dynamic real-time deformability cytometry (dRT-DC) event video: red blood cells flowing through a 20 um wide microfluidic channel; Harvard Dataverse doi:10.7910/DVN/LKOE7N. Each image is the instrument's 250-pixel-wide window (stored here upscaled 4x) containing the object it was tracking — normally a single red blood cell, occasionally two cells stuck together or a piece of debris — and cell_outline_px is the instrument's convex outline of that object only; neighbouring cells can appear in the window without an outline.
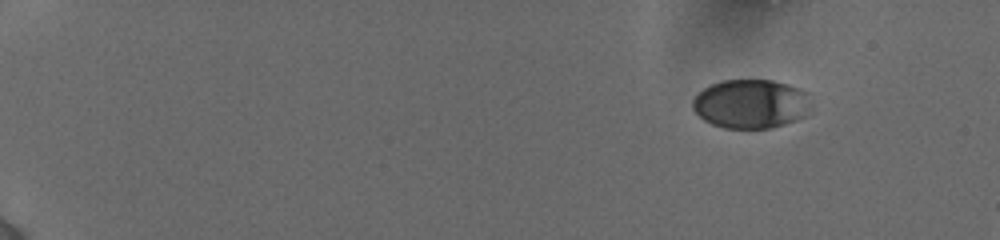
{"species": "human", "species_latin": "Homo sapiens", "temperature_condition": "cold", "stored_images_in_passage": 88, "camera_frame_rate_fps": 3000, "um_per_image_px": 0.085, "donor": {"sex": "female"}, "frame": {"image": 1, "passage_image": 1, "time_ms": 0.0, "image_size_px": [1000, 240], "cell_outline_px": [[808, 116], [772, 128], [724, 128], [712, 124], [704, 120], [692, 108], [692, 100], [704, 88], [712, 84], [724, 80], [772, 80], [788, 84], [800, 88], [808, 92]], "centroid_in_image_um": [63.84, 8.83], "position_along_channel_um": 21.2, "area_um2": 33.87}}
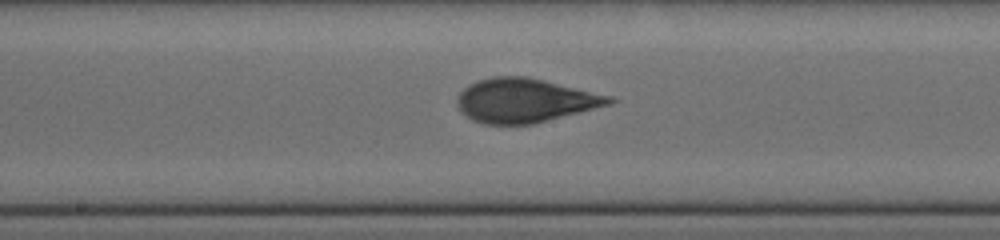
{"frame": {"image": 2, "passage_image": 45, "time_ms": 8.667, "image_size_px": [1000, 240], "cell_outline_px": [[616, 100], [612, 104], [532, 124], [484, 124], [472, 120], [456, 104], [456, 100], [460, 92], [468, 84], [480, 80], [496, 76], [524, 76], [544, 80], [612, 96]], "centroid_in_image_um": [44.63, 8.54], "position_along_channel_um": 203.6, "area_um2": 38.67}}
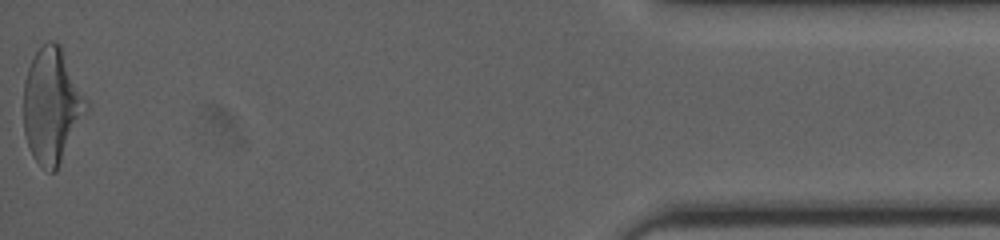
{"frame": {"image": 3, "passage_image": 87, "time_ms": 16.333, "image_size_px": [1000, 240], "cell_outline_px": [[88, 108], [56, 172], [48, 172], [32, 156], [24, 132], [24, 80], [28, 68], [36, 52], [48, 40], [52, 40], [60, 44], [88, 100]], "centroid_in_image_um": [4.41, 8.97], "position_along_channel_um": 430.8, "area_um2": 41.85}, "authors_computed_cell_mechanics": {"area_um2": 38.3792, "velocity_mm_per_s": 3.8763, "shape_relaxation_time_tau1_ms": 3.8156, "shape_relaxation_time_tau2_ms": 0.8402, "deformation_change_tau1": 0.1736, "deformation_change_tau2": 0.0764}}